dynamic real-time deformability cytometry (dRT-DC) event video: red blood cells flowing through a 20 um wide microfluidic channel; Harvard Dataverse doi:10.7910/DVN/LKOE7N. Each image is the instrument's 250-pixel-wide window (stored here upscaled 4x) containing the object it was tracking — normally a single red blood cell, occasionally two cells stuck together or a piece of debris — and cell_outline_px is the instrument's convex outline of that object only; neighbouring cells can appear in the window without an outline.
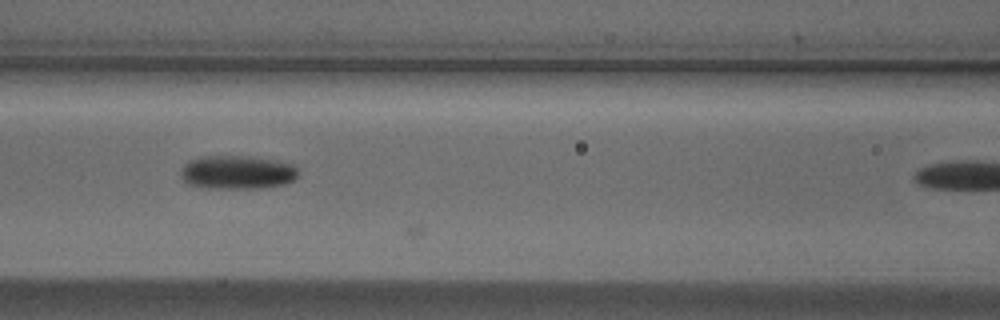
{"species": "Egyptian fruit bat (a non-hibernating species)", "species_latin": "Rousettus aegyptiacus", "temperature_condition": "cold", "stored_images_in_passage": 14, "camera_frame_rate_fps": 3000, "um_per_image_px": 0.085, "animal": {"sex": "male"}, "frame": {"image": 1, "passage_image": 13, "time_ms": 4.0, "image_size_px": [1000, 320], "cell_outline_px": [[300, 172], [292, 180], [284, 184], [260, 188], [204, 188], [188, 184], [180, 176], [180, 172], [184, 164], [188, 160], [200, 156], [248, 156], [276, 160], [296, 164]], "centroid_in_image_um": [20.16, 14.63], "position_along_channel_um": 146.4, "area_um2": 23.35}}